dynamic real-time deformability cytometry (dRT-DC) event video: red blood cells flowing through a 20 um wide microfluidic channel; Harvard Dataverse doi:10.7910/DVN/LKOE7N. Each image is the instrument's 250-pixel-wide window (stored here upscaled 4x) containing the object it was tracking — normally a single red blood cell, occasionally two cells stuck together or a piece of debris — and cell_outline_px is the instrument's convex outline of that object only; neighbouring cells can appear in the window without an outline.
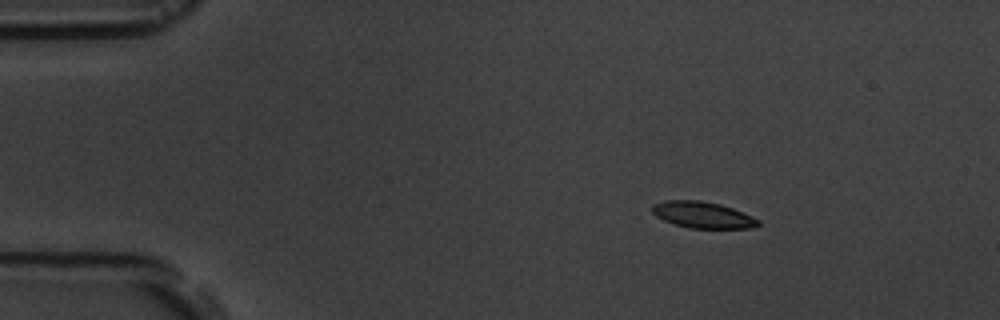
{"species": "common noctule bat (a hibernating species)", "species_latin": "Nyctalus noctula", "temperature_condition": "room temperature", "stored_images_in_passage": 4, "segment_of_instrument_passage": [1, 2], "camera_frame_rate_fps": 3000, "um_per_image_px": 0.085, "animal": {"sex": "male", "body_mass_g": 19.5, "forearm_length_mm": 54.6}, "frame": {"image": 1, "passage_image": 1, "time_ms": 0.0, "image_size_px": [1000, 320], "cell_outline_px": [[760, 224], [752, 228], [688, 228], [664, 220], [656, 216], [652, 212], [652, 204], [664, 200], [700, 200], [720, 204], [744, 212], [760, 220]], "centroid_in_image_um": [59.73, 18.26], "position_along_channel_um": 25.3, "area_um2": 16.36}}